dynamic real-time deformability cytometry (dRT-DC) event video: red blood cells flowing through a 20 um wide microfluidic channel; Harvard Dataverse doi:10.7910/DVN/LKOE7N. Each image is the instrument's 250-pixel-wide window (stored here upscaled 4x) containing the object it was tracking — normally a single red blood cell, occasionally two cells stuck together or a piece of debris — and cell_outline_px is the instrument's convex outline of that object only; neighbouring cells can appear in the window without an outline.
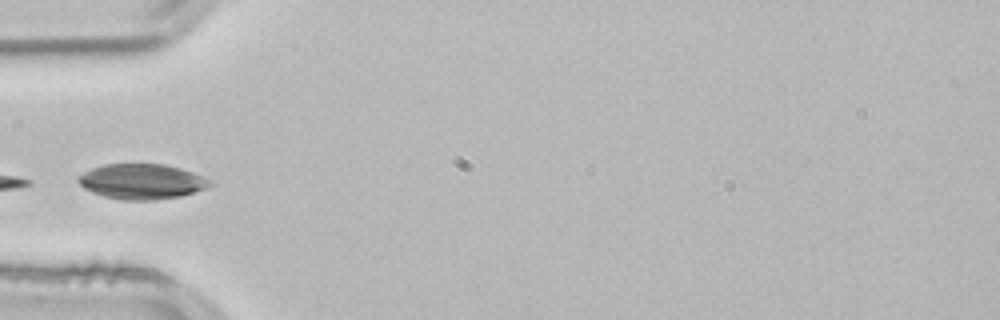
{"species": "common noctule bat (a hibernating species)", "species_latin": "Nyctalus noctula", "temperature_condition": "room temperature", "stored_images_in_passage": 3, "camera_frame_rate_fps": 3000, "um_per_image_px": 0.085, "animal": {"sex": "male", "body_mass_g": 21.5, "forearm_length_mm": 52.0}, "frame": {"image": 1, "passage_image": 3, "time_ms": 0.667, "image_size_px": [1000, 320], "cell_outline_px": [[212, 184], [204, 188], [180, 196], [156, 200], [120, 200], [104, 196], [92, 192], [84, 188], [76, 180], [76, 176], [92, 168], [104, 164], [164, 164], [180, 168], [192, 172], [212, 180]], "centroid_in_image_um": [12.01, 15.43], "position_along_channel_um": 73.0, "area_um2": 26.99}}